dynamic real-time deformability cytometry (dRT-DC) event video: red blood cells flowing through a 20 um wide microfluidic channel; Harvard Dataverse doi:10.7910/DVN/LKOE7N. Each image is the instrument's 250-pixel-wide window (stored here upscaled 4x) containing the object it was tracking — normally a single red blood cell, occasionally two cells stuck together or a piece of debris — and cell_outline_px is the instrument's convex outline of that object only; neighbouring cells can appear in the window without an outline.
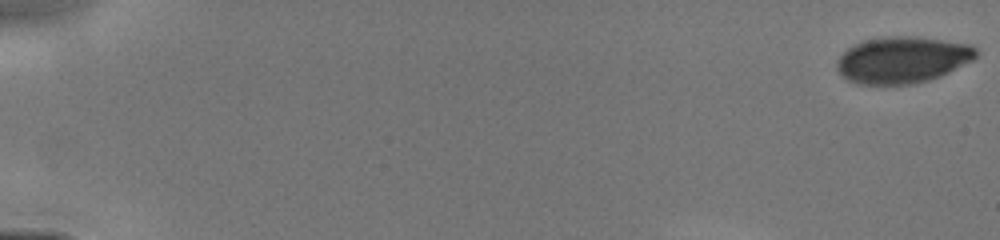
{"species": "human", "species_latin": "Homo sapiens", "temperature_condition": "cold", "stored_images_in_passage": 54, "camera_frame_rate_fps": 3000, "um_per_image_px": 0.085, "donor": {"sex": "male"}, "frame": {"image": 1, "passage_image": 1, "time_ms": 0.0, "image_size_px": [1000, 240], "cell_outline_px": [[976, 56], [972, 60], [940, 76], [928, 80], [912, 84], [856, 84], [848, 80], [840, 72], [836, 64], [840, 56], [848, 48], [864, 40], [888, 36], [916, 36], [972, 44], [976, 48]], "centroid_in_image_um": [76.72, 5.07], "position_along_channel_um": 8.3, "area_um2": 37.51}}
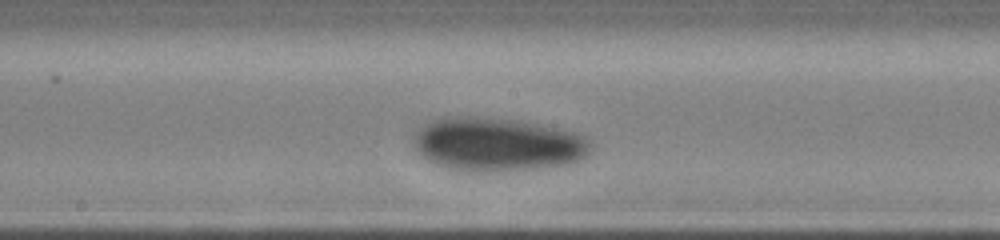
{"frame": {"image": 2, "passage_image": 31, "time_ms": 7.0, "image_size_px": [1000, 240], "cell_outline_px": [[588, 152], [584, 160], [568, 164], [536, 168], [500, 172], [468, 172], [436, 164], [420, 156], [416, 152], [412, 144], [412, 136], [416, 132], [432, 120], [444, 116], [476, 116], [508, 120], [532, 124], [572, 132], [584, 136], [588, 140]], "centroid_in_image_um": [42.19, 12.3], "position_along_channel_um": 206.0, "area_um2": 55.14}}
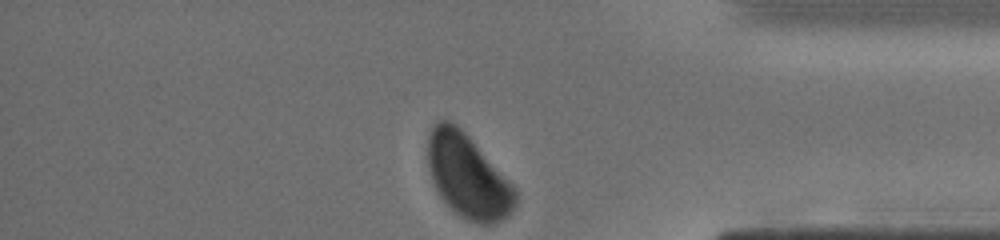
{"frame": {"image": 3, "passage_image": 53, "time_ms": 11.667, "image_size_px": [1000, 240], "cell_outline_px": [[516, 204], [508, 216], [492, 224], [480, 224], [468, 220], [452, 212], [440, 196], [432, 180], [428, 164], [428, 136], [436, 120], [448, 120], [456, 124], [468, 136], [516, 188]], "centroid_in_image_um": [39.75, 15.0], "position_along_channel_um": 395.4, "area_um2": 42.43}}